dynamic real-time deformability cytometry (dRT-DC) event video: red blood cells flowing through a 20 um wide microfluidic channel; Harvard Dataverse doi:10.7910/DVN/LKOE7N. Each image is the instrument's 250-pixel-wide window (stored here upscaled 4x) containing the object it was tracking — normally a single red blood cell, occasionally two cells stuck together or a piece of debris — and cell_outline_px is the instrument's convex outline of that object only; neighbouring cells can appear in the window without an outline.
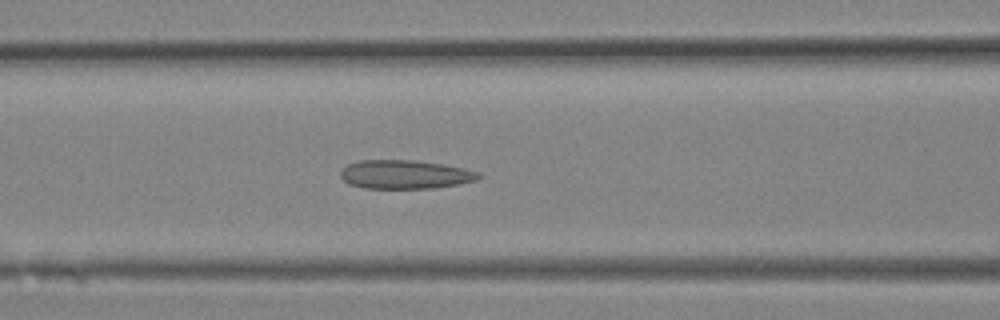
{"species": "Egyptian fruit bat (a non-hibernating species)", "species_latin": "Rousettus aegyptiacus", "temperature_condition": "room temperature", "stored_images_in_passage": 12, "camera_frame_rate_fps": 3000, "um_per_image_px": 0.085, "animal": {"sex": "female"}, "frame": {"image": 1, "passage_image": 10, "time_ms": 3.0, "image_size_px": [1000, 320], "cell_outline_px": [[484, 176], [476, 180], [456, 184], [432, 188], [364, 188], [348, 184], [340, 176], [340, 172], [348, 164], [360, 160], [412, 160], [444, 164], [464, 168], [480, 172]], "centroid_in_image_um": [34.44, 14.82], "position_along_channel_um": 132.2, "area_um2": 23.12}}
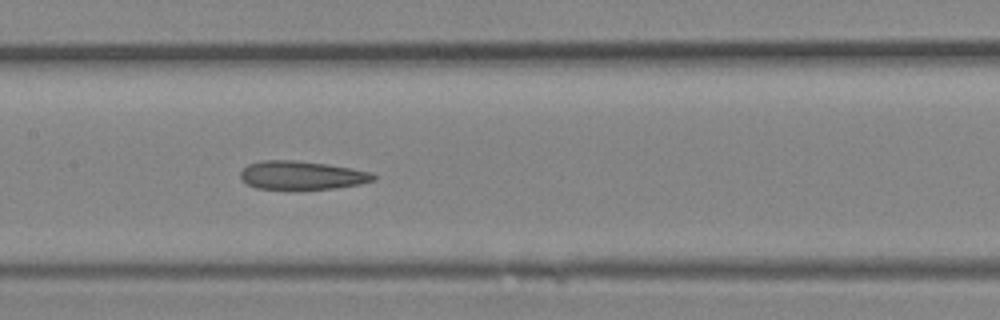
{"frame": {"image": 2, "passage_image": 12, "time_ms": 3.667, "image_size_px": [1000, 320], "cell_outline_px": [[376, 180], [360, 184], [336, 188], [256, 188], [240, 180], [240, 172], [248, 164], [260, 160], [296, 160], [328, 164], [352, 168], [372, 172], [376, 176]], "centroid_in_image_um": [25.66, 14.88], "position_along_channel_um": 181.7, "area_um2": 22.02}}